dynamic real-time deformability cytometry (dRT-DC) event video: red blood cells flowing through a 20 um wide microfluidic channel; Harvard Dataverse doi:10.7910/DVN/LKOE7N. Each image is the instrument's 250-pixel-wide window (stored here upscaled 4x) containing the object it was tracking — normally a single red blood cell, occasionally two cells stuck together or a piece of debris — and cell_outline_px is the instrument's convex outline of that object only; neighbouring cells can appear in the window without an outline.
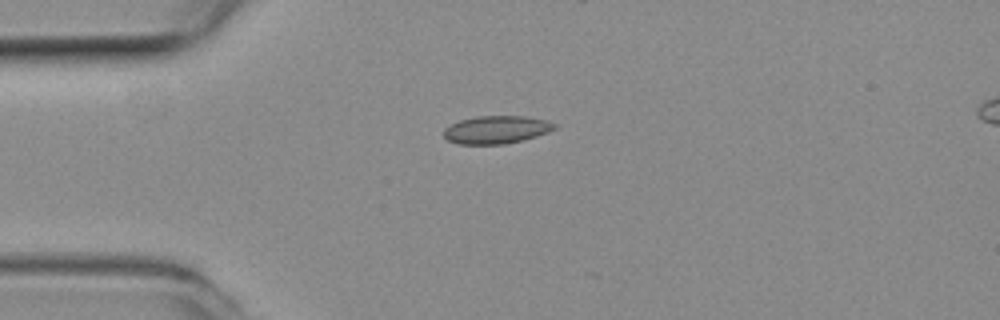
{"species": "common noctule bat (a hibernating species)", "species_latin": "Nyctalus noctula", "temperature_condition": "room temperature", "stored_images_in_passage": 3, "camera_frame_rate_fps": 3000, "um_per_image_px": 0.085, "animal": {"sex": "female", "body_mass_g": 19.3, "forearm_length_mm": 54.1}, "frame": {"image": 1, "passage_image": 1, "time_ms": 0.0, "image_size_px": [1000, 320], "cell_outline_px": [[556, 128], [548, 132], [524, 140], [504, 144], [456, 144], [448, 140], [444, 136], [444, 128], [460, 120], [476, 116], [524, 116], [548, 120], [556, 124]], "centroid_in_image_um": [42.2, 11.02], "position_along_channel_um": 42.8, "area_um2": 18.03}}